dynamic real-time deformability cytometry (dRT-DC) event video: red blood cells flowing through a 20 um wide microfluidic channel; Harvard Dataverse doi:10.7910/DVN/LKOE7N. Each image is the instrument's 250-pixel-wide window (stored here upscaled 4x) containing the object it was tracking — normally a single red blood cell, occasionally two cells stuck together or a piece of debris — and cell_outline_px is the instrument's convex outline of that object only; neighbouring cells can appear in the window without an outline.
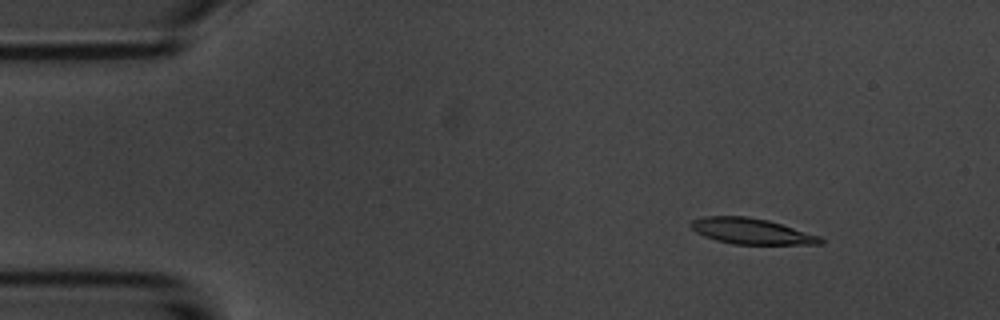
{"species": "common noctule bat (a hibernating species)", "species_latin": "Nyctalus noctula", "temperature_condition": "room temperature", "stored_images_in_passage": 4, "camera_frame_rate_fps": 3000, "um_per_image_px": 0.085, "animal": {"sex": "male", "body_mass_g": 20.1, "forearm_length_mm": 53.5}, "frame": {"image": 1, "passage_image": 2, "time_ms": 1.0, "image_size_px": [1000, 320], "cell_outline_px": [[824, 244], [732, 244], [716, 240], [704, 236], [696, 232], [688, 224], [692, 220], [704, 216], [748, 216], [768, 220], [820, 236], [824, 240]], "centroid_in_image_um": [63.85, 19.65], "position_along_channel_um": 21.2, "area_um2": 19.48}}